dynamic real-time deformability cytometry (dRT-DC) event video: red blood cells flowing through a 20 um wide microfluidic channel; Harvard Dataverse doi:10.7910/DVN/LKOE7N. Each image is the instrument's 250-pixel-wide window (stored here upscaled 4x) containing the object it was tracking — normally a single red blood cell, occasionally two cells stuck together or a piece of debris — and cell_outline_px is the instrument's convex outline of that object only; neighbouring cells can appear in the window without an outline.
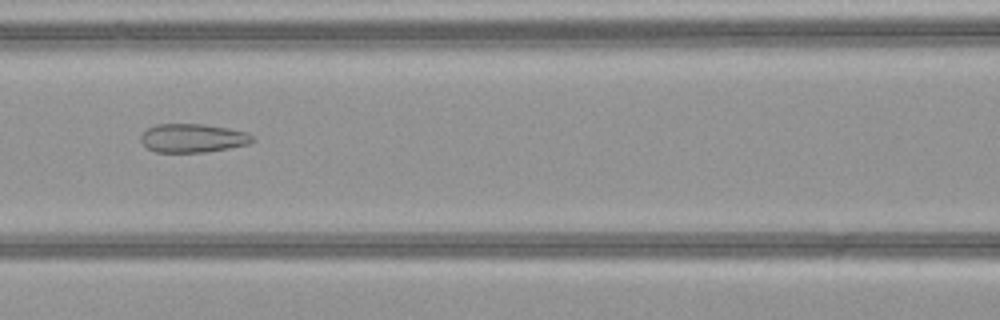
{"species": "common noctule bat (a hibernating species)", "species_latin": "Nyctalus noctula", "temperature_condition": "warm", "stored_images_in_passage": 51, "camera_frame_rate_fps": 3000, "um_per_image_px": 0.085, "animal": {"sex": "female", "body_mass_g": 21.9}, "frame": {"image": 1, "passage_image": 24, "time_ms": 7.667, "image_size_px": [1000, 320], "cell_outline_px": [[256, 140], [248, 144], [208, 152], [156, 152], [148, 148], [140, 140], [140, 136], [148, 128], [156, 124], [204, 124], [228, 128], [248, 132]], "centroid_in_image_um": [16.41, 11.73], "position_along_channel_um": 150.2, "area_um2": 18.67}}
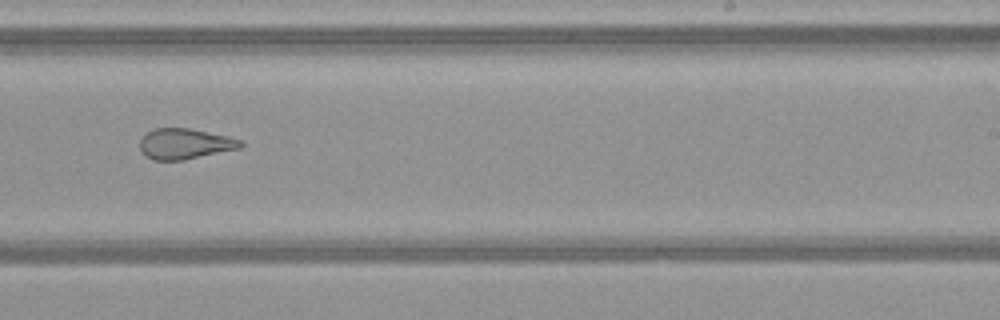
{"frame": {"image": 2, "passage_image": 33, "time_ms": 10.667, "image_size_px": [1000, 320], "cell_outline_px": [[244, 144], [240, 148], [184, 160], [152, 160], [144, 156], [140, 148], [140, 140], [148, 132], [156, 128], [188, 128], [228, 136], [244, 140]], "centroid_in_image_um": [15.73, 12.23], "position_along_channel_um": 273.3, "area_um2": 17.98}}
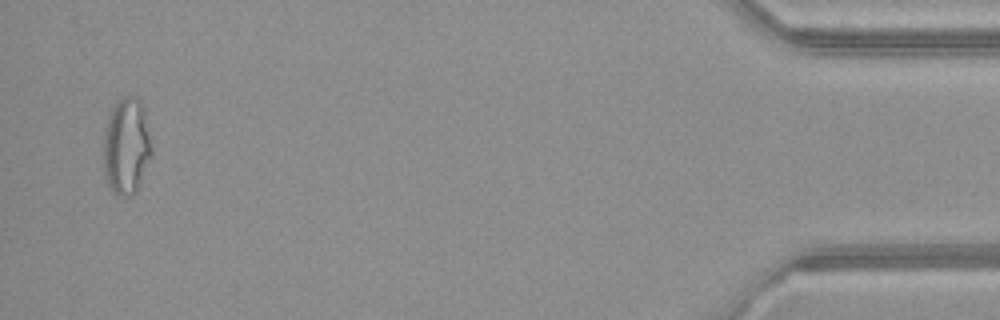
{"frame": {"image": 3, "passage_image": 50, "time_ms": 16.333, "image_size_px": [1000, 320], "cell_outline_px": [[152, 152], [140, 184], [136, 192], [132, 196], [120, 196], [112, 192], [104, 176], [104, 128], [108, 116], [116, 100], [124, 96], [136, 96], [144, 104]], "centroid_in_image_um": [10.74, 12.41], "position_along_channel_um": 424.5, "area_um2": 27.51}, "authors_computed_cell_mechanics": {"area_um2": 23.6402, "velocity_mm_per_s": 4.1122, "shape_relaxation_time_tau1_ms": null, "shape_relaxation_time_tau2_ms": 1.3862, "deformation_change_tau1": null, "deformation_change_tau2": 0.0982}}